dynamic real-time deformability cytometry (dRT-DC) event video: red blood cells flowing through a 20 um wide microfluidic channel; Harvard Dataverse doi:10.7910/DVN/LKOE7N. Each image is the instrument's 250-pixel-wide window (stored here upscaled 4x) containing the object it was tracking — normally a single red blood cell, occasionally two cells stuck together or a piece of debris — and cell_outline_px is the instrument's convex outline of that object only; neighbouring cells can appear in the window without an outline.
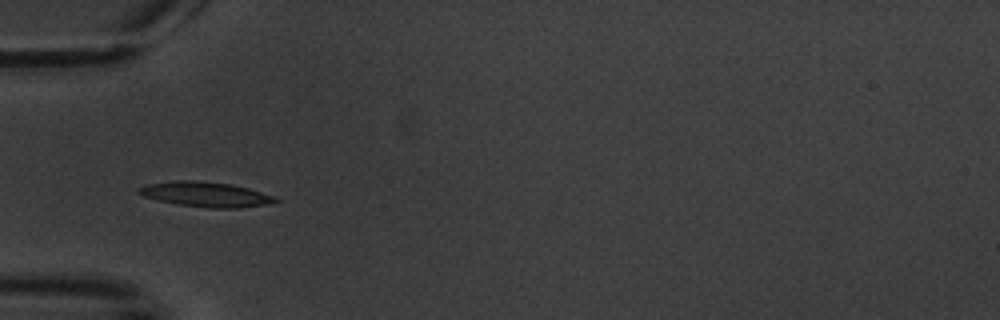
{"species": "common noctule bat (a hibernating species)", "species_latin": "Nyctalus noctula", "temperature_condition": "warm", "stored_images_in_passage": 7, "camera_frame_rate_fps": 3000, "um_per_image_px": 0.085, "animal": {"sex": "male", "body_mass_g": 20.1, "forearm_length_mm": 53.5}, "frame": {"image": 1, "passage_image": 5, "time_ms": 4.667, "image_size_px": [1000, 320], "cell_outline_px": [[280, 200], [268, 204], [240, 208], [208, 208], [180, 204], [160, 200], [144, 196], [136, 192], [136, 188], [148, 184], [172, 180], [196, 180], [228, 184], [248, 188], [276, 196]], "centroid_in_image_um": [17.5, 16.51], "position_along_channel_um": 67.5, "area_um2": 19.83}}
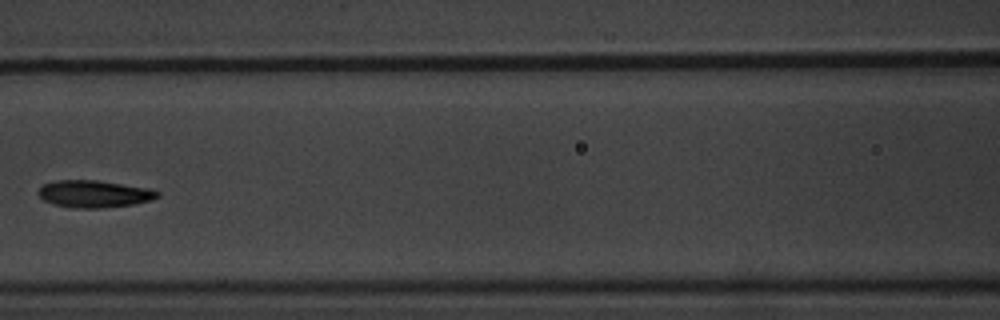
{"frame": {"image": 2, "passage_image": 7, "time_ms": 7.333, "image_size_px": [1000, 320], "cell_outline_px": [[160, 196], [148, 200], [132, 204], [104, 208], [76, 208], [52, 204], [44, 200], [36, 192], [44, 184], [56, 180], [96, 180], [148, 188], [160, 192]], "centroid_in_image_um": [7.97, 16.48], "position_along_channel_um": 158.6, "area_um2": 18.73}}